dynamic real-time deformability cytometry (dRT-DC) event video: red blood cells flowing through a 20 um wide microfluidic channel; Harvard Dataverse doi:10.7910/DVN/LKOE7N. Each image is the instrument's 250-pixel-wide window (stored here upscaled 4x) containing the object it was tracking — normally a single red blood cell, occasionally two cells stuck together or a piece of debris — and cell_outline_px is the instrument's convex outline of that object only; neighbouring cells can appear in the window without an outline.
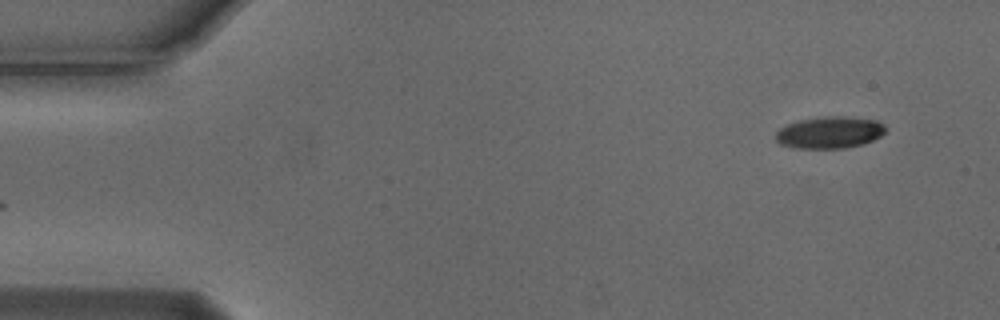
{"species": "Egyptian fruit bat (a non-hibernating species)", "species_latin": "Rousettus aegyptiacus", "temperature_condition": "cold", "stored_images_in_passage": 7, "camera_frame_rate_fps": 3000, "um_per_image_px": 0.085, "animal": {"sex": "male"}, "frame": {"image": 1, "passage_image": 1, "time_ms": 0.0, "image_size_px": [1000, 320], "cell_outline_px": [[888, 128], [880, 136], [864, 144], [844, 148], [792, 148], [780, 144], [776, 140], [776, 132], [780, 128], [788, 124], [800, 120], [824, 116], [844, 116], [876, 120], [884, 124]], "centroid_in_image_um": [70.53, 11.26], "position_along_channel_um": 14.5, "area_um2": 20.46}}